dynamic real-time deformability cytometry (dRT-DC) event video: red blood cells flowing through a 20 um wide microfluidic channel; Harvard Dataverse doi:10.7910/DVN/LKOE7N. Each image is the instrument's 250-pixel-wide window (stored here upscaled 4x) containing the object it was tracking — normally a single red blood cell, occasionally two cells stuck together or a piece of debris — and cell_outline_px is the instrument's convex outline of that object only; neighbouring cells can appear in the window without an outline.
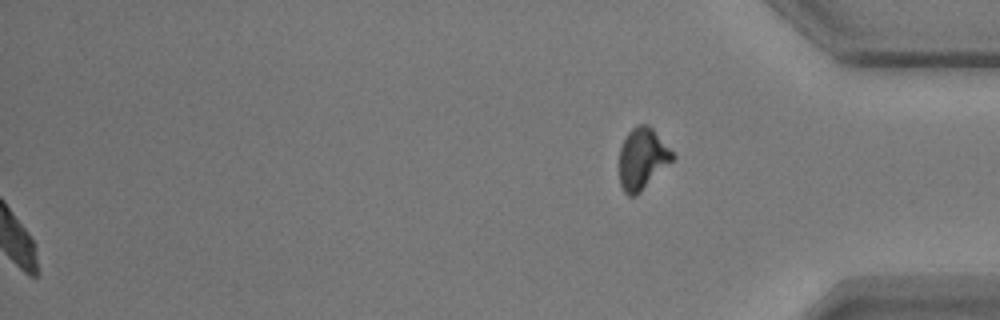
{"species": "common noctule bat (a hibernating species)", "species_latin": "Nyctalus noctula", "temperature_condition": "warm", "stored_images_in_passage": 52, "segment_of_instrument_passage": [2, 2], "camera_frame_rate_fps": 3000, "um_per_image_px": 0.085, "animal": {"sex": "male", "body_mass_g": 17.9}, "frame": {"image": 1, "passage_image": 52, "time_ms": 17.0, "image_size_px": [1000, 320], "cell_outline_px": [[676, 156], [636, 196], [628, 196], [624, 192], [620, 184], [620, 148], [628, 132], [632, 128], [640, 124], [648, 124], [652, 128]], "centroid_in_image_um": [54.58, 13.49], "position_along_channel_um": 380.6, "area_um2": 18.67}}